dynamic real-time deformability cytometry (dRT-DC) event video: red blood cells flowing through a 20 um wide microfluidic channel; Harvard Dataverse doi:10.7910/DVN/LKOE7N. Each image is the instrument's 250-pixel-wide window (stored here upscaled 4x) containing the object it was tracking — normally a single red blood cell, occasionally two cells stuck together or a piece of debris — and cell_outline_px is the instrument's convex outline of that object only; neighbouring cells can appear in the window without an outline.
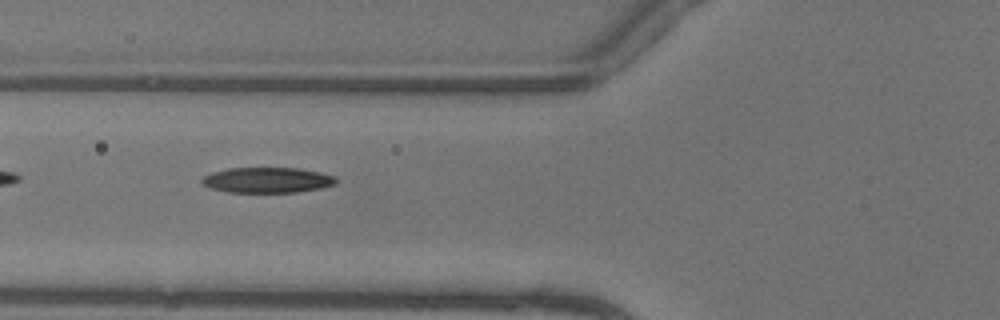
{"species": "common noctule bat (a hibernating species)", "species_latin": "Nyctalus noctula", "temperature_condition": "warm", "stored_images_in_passage": 4, "camera_frame_rate_fps": 3000, "um_per_image_px": 0.085, "animal": {"sex": "female"}, "frame": {"image": 1, "passage_image": 2, "time_ms": 0.333, "image_size_px": [1000, 320], "cell_outline_px": [[336, 184], [320, 188], [296, 192], [228, 192], [212, 188], [200, 184], [200, 180], [204, 176], [212, 172], [228, 168], [300, 168], [320, 172], [336, 176]], "centroid_in_image_um": [22.71, 15.3], "position_along_channel_um": 103.1, "area_um2": 19.94}}